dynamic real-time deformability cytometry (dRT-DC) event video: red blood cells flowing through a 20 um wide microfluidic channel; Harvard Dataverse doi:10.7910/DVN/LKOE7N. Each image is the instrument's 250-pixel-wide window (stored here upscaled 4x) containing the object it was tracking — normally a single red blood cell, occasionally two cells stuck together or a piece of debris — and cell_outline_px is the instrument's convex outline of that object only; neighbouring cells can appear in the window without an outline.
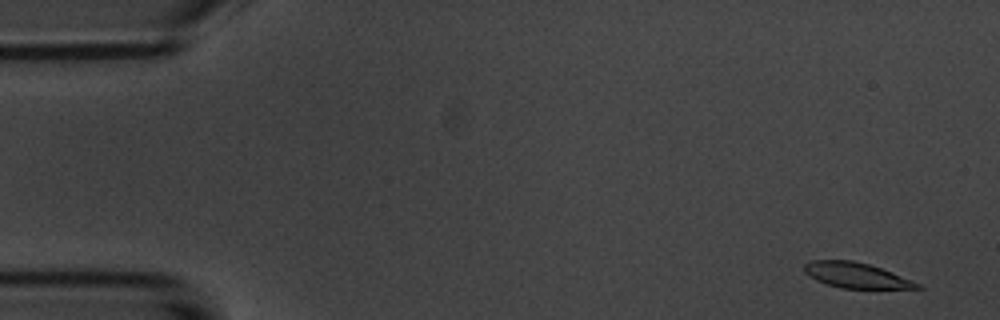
{"species": "common noctule bat (a hibernating species)", "species_latin": "Nyctalus noctula", "temperature_condition": "room temperature", "stored_images_in_passage": 5, "camera_frame_rate_fps": 3000, "um_per_image_px": 0.085, "animal": {"sex": "male", "body_mass_g": 20.1, "forearm_length_mm": 53.5}, "frame": {"image": 1, "passage_image": 1, "time_ms": 0.0, "image_size_px": [1000, 320], "cell_outline_px": [[924, 288], [840, 288], [816, 280], [804, 272], [804, 264], [812, 260], [852, 260], [868, 264], [892, 272], [912, 280], [920, 284]], "centroid_in_image_um": [72.75, 23.39], "position_along_channel_um": 12.2, "area_um2": 16.47}}